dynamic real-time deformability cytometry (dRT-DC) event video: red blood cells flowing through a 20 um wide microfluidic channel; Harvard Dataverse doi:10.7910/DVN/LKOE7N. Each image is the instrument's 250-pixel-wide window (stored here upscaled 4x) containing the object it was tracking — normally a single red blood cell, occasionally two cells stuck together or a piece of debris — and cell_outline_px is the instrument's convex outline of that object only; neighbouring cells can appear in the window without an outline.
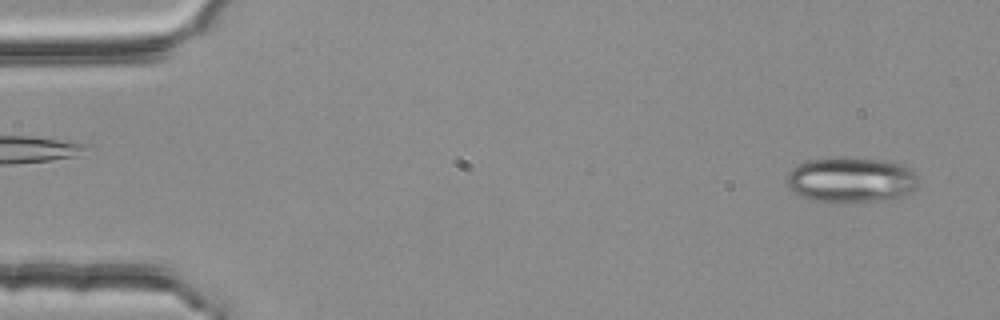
{"species": "common noctule bat (a hibernating species)", "species_latin": "Nyctalus noctula", "temperature_condition": "room temperature", "stored_images_in_passage": 53, "camera_frame_rate_fps": 3000, "um_per_image_px": 0.085, "animal": {"sex": "female", "body_mass_g": 25.1}, "frame": {"image": 1, "passage_image": 2, "time_ms": 0.333, "image_size_px": [1000, 320], "cell_outline_px": [[916, 188], [900, 196], [884, 200], [812, 200], [800, 196], [788, 188], [788, 172], [792, 168], [808, 160], [828, 156], [840, 156], [888, 160], [900, 164], [912, 172], [916, 176]], "centroid_in_image_um": [72.29, 15.23], "position_along_channel_um": 12.7, "area_um2": 34.28}}
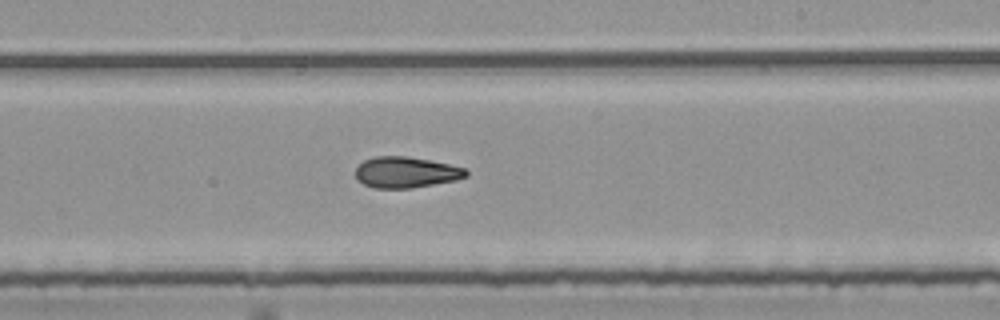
{"frame": {"image": 2, "passage_image": 31, "time_ms": 10.0, "image_size_px": [1000, 320], "cell_outline_px": [[468, 176], [456, 180], [412, 188], [372, 188], [364, 184], [356, 176], [356, 168], [364, 160], [376, 156], [404, 156], [428, 160], [448, 164], [464, 168], [468, 172]], "centroid_in_image_um": [34.51, 14.65], "position_along_channel_um": 254.5, "area_um2": 19.77}}
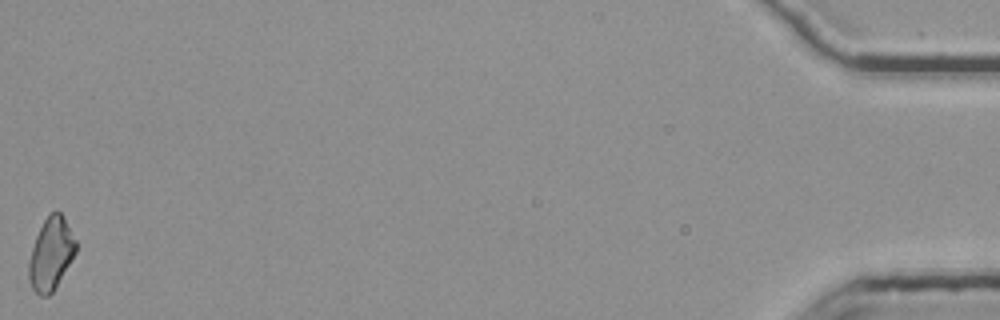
{"frame": {"image": 3, "passage_image": 53, "time_ms": 17.333, "image_size_px": [1000, 320], "cell_outline_px": [[76, 252], [52, 292], [48, 296], [40, 296], [32, 288], [28, 276], [28, 260], [36, 236], [44, 220], [52, 212], [60, 212], [76, 240]], "centroid_in_image_um": [4.31, 21.6], "position_along_channel_um": 430.9, "area_um2": 19.42}, "authors_computed_cell_mechanics": {"area_um2": 20.1722, "velocity_mm_per_s": 3.7821, "shape_relaxation_time_tau1_ms": 8.2353, "shape_relaxation_time_tau2_ms": 3.8624, "deformation_change_tau1": 0.2037, "deformation_change_tau2": 0.1148}}